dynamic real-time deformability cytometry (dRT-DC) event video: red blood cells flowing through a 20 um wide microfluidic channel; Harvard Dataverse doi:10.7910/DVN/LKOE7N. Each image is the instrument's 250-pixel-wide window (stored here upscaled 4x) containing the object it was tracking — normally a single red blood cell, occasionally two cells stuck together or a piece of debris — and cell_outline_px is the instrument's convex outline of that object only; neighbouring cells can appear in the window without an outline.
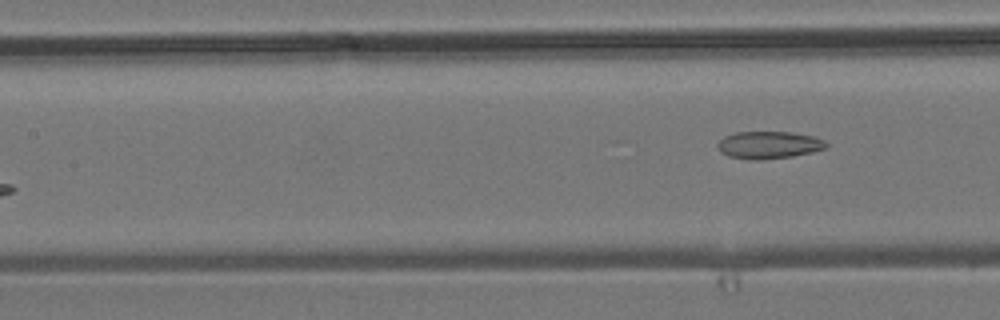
{"species": "common noctule bat (a hibernating species)", "species_latin": "Nyctalus noctula", "temperature_condition": "room temperature", "stored_images_in_passage": 6, "camera_frame_rate_fps": 3000, "um_per_image_px": 0.085, "animal": {"sex": "male", "body_mass_g": 19.2, "forearm_length_mm": 51.8}, "frame": {"image": 1, "passage_image": 6, "time_ms": 6.667, "image_size_px": [1000, 320], "cell_outline_px": [[828, 148], [812, 152], [792, 156], [756, 160], [748, 160], [728, 156], [720, 152], [716, 144], [724, 136], [736, 132], [792, 132], [816, 136], [824, 140], [828, 144]], "centroid_in_image_um": [65.36, 12.32], "position_along_channel_um": 142.0, "area_um2": 17.51}}